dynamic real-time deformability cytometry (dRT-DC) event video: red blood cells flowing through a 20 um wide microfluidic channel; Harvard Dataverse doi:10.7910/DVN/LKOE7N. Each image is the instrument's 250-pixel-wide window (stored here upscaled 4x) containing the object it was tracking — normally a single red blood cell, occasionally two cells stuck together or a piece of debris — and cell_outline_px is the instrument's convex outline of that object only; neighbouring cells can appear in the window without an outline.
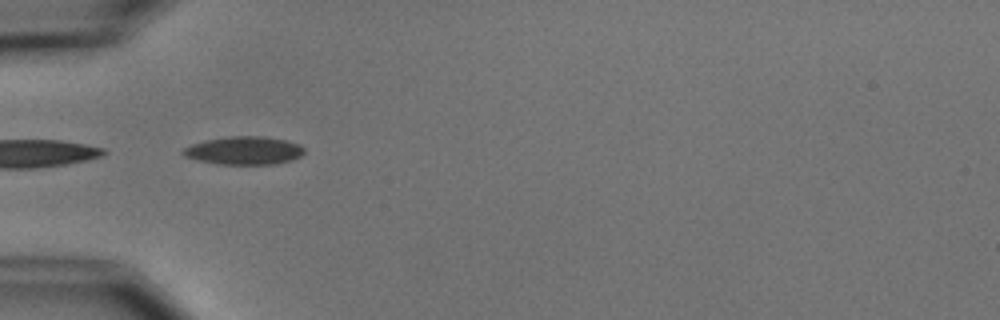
{"species": "common noctule bat (a hibernating species)", "species_latin": "Nyctalus noctula", "temperature_condition": "cold", "stored_images_in_passage": 5, "camera_frame_rate_fps": 3000, "um_per_image_px": 0.085, "animal": {"sex": "male", "body_mass_g": 15.6}, "frame": {"image": 1, "passage_image": 1, "time_ms": 0.0, "image_size_px": [1000, 320], "cell_outline_px": [[304, 152], [300, 156], [292, 160], [276, 164], [216, 164], [184, 156], [180, 152], [184, 148], [192, 144], [204, 140], [232, 136], [264, 136], [288, 140], [300, 144], [304, 148]], "centroid_in_image_um": [20.77, 12.79], "position_along_channel_um": 64.2, "area_um2": 19.94}}
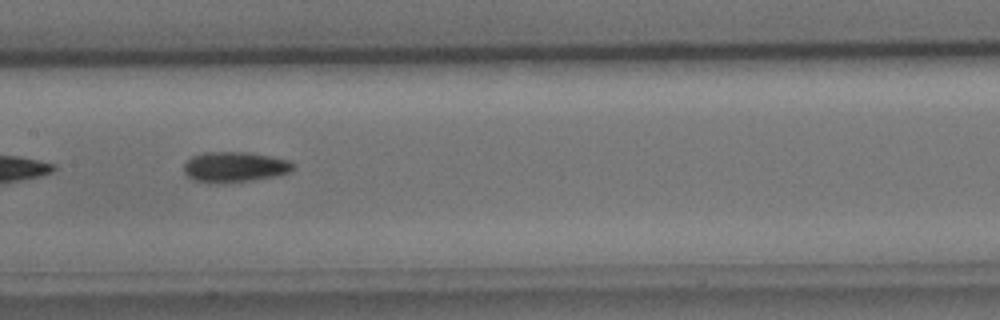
{"frame": {"image": 2, "passage_image": 4, "time_ms": 3.333, "image_size_px": [1000, 320], "cell_outline_px": [[296, 164], [292, 172], [280, 176], [224, 184], [196, 180], [188, 176], [184, 172], [184, 164], [192, 156], [204, 152], [248, 152], [272, 156], [288, 160]], "centroid_in_image_um": [20.02, 14.19], "position_along_channel_um": 187.4, "area_um2": 19.65}}
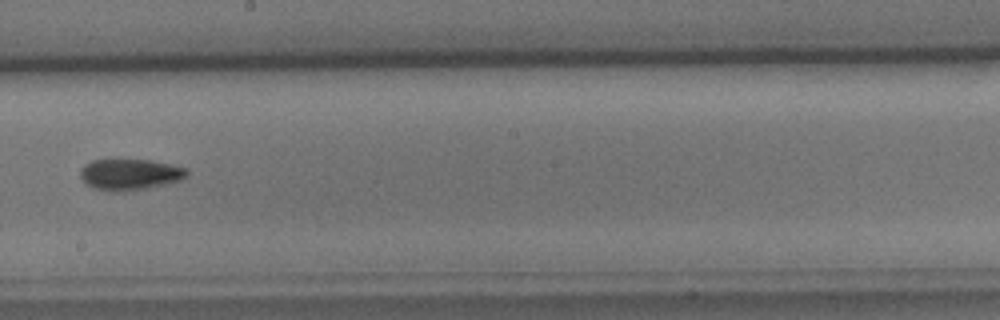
{"frame": {"image": 3, "passage_image": 5, "time_ms": 4.667, "image_size_px": [1000, 320], "cell_outline_px": [[188, 176], [180, 180], [164, 184], [124, 192], [112, 192], [92, 188], [80, 176], [80, 168], [84, 164], [92, 160], [148, 160], [188, 168]], "centroid_in_image_um": [11.02, 14.83], "position_along_channel_um": 237.2, "area_um2": 19.25}}